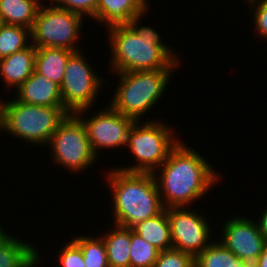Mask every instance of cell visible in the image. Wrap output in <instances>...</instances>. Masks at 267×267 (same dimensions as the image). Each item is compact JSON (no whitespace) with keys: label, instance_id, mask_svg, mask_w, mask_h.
<instances>
[{"label":"cell","instance_id":"6da1fadb","mask_svg":"<svg viewBox=\"0 0 267 267\" xmlns=\"http://www.w3.org/2000/svg\"><path fill=\"white\" fill-rule=\"evenodd\" d=\"M184 143L153 173L164 208L191 206L221 179L203 155Z\"/></svg>","mask_w":267,"mask_h":267},{"label":"cell","instance_id":"7a4b0ae2","mask_svg":"<svg viewBox=\"0 0 267 267\" xmlns=\"http://www.w3.org/2000/svg\"><path fill=\"white\" fill-rule=\"evenodd\" d=\"M143 15L131 20L130 25L107 29L110 41V69L113 73L144 70L176 69L179 55L161 40V35L149 26H138ZM171 48V49H170Z\"/></svg>","mask_w":267,"mask_h":267},{"label":"cell","instance_id":"3957f363","mask_svg":"<svg viewBox=\"0 0 267 267\" xmlns=\"http://www.w3.org/2000/svg\"><path fill=\"white\" fill-rule=\"evenodd\" d=\"M109 171L105 176L112 193L115 225L131 228L164 209L153 173L126 172L117 168Z\"/></svg>","mask_w":267,"mask_h":267},{"label":"cell","instance_id":"277c9868","mask_svg":"<svg viewBox=\"0 0 267 267\" xmlns=\"http://www.w3.org/2000/svg\"><path fill=\"white\" fill-rule=\"evenodd\" d=\"M173 71L158 69L116 73L118 88L107 104L125 117L140 121V117L150 112L162 98Z\"/></svg>","mask_w":267,"mask_h":267},{"label":"cell","instance_id":"5b68a950","mask_svg":"<svg viewBox=\"0 0 267 267\" xmlns=\"http://www.w3.org/2000/svg\"><path fill=\"white\" fill-rule=\"evenodd\" d=\"M10 100L4 103V132L36 146L49 144L59 123L70 114L64 106L46 107Z\"/></svg>","mask_w":267,"mask_h":267},{"label":"cell","instance_id":"8992f818","mask_svg":"<svg viewBox=\"0 0 267 267\" xmlns=\"http://www.w3.org/2000/svg\"><path fill=\"white\" fill-rule=\"evenodd\" d=\"M161 120L134 121L128 131L126 147L134 157L135 165L120 169L126 172L154 173L166 161L171 150L180 142L173 128Z\"/></svg>","mask_w":267,"mask_h":267},{"label":"cell","instance_id":"52a82bcc","mask_svg":"<svg viewBox=\"0 0 267 267\" xmlns=\"http://www.w3.org/2000/svg\"><path fill=\"white\" fill-rule=\"evenodd\" d=\"M52 162L74 172H82L97 160L82 120L74 113L59 123L49 142Z\"/></svg>","mask_w":267,"mask_h":267},{"label":"cell","instance_id":"ba28073f","mask_svg":"<svg viewBox=\"0 0 267 267\" xmlns=\"http://www.w3.org/2000/svg\"><path fill=\"white\" fill-rule=\"evenodd\" d=\"M83 16L52 4H42L31 29V42L35 47L65 48L81 51L76 45L83 26Z\"/></svg>","mask_w":267,"mask_h":267},{"label":"cell","instance_id":"9c48e42d","mask_svg":"<svg viewBox=\"0 0 267 267\" xmlns=\"http://www.w3.org/2000/svg\"><path fill=\"white\" fill-rule=\"evenodd\" d=\"M88 63L82 51L74 52L68 59L60 90L63 106L69 113L83 109L89 112L103 87L102 77L95 74Z\"/></svg>","mask_w":267,"mask_h":267},{"label":"cell","instance_id":"30bf717a","mask_svg":"<svg viewBox=\"0 0 267 267\" xmlns=\"http://www.w3.org/2000/svg\"><path fill=\"white\" fill-rule=\"evenodd\" d=\"M191 209L193 208L190 206L169 207L166 211L173 249L187 252L195 257L211 244L210 236L213 234L210 233L211 227L205 217L195 208Z\"/></svg>","mask_w":267,"mask_h":267},{"label":"cell","instance_id":"8fae6325","mask_svg":"<svg viewBox=\"0 0 267 267\" xmlns=\"http://www.w3.org/2000/svg\"><path fill=\"white\" fill-rule=\"evenodd\" d=\"M103 108L89 119L83 118L86 109L75 113L85 125L90 146L97 157L100 149L125 147L128 131L134 123L133 119L125 117L109 105Z\"/></svg>","mask_w":267,"mask_h":267},{"label":"cell","instance_id":"7c38bea8","mask_svg":"<svg viewBox=\"0 0 267 267\" xmlns=\"http://www.w3.org/2000/svg\"><path fill=\"white\" fill-rule=\"evenodd\" d=\"M223 226L222 238L218 241L240 260L254 264L262 254L266 243L256 220L237 216L228 219Z\"/></svg>","mask_w":267,"mask_h":267},{"label":"cell","instance_id":"4fadbf2b","mask_svg":"<svg viewBox=\"0 0 267 267\" xmlns=\"http://www.w3.org/2000/svg\"><path fill=\"white\" fill-rule=\"evenodd\" d=\"M16 91L18 102L38 106H63L60 86L35 70Z\"/></svg>","mask_w":267,"mask_h":267},{"label":"cell","instance_id":"5bb4252c","mask_svg":"<svg viewBox=\"0 0 267 267\" xmlns=\"http://www.w3.org/2000/svg\"><path fill=\"white\" fill-rule=\"evenodd\" d=\"M148 0H99L96 21L109 29L115 26L130 25L131 20L148 10Z\"/></svg>","mask_w":267,"mask_h":267},{"label":"cell","instance_id":"9a60e30c","mask_svg":"<svg viewBox=\"0 0 267 267\" xmlns=\"http://www.w3.org/2000/svg\"><path fill=\"white\" fill-rule=\"evenodd\" d=\"M30 243L6 233L0 225V267H37L41 256Z\"/></svg>","mask_w":267,"mask_h":267},{"label":"cell","instance_id":"2e32d148","mask_svg":"<svg viewBox=\"0 0 267 267\" xmlns=\"http://www.w3.org/2000/svg\"><path fill=\"white\" fill-rule=\"evenodd\" d=\"M36 47L27 48L0 59V75L5 87L18 88L29 78L35 66Z\"/></svg>","mask_w":267,"mask_h":267},{"label":"cell","instance_id":"e0dca14e","mask_svg":"<svg viewBox=\"0 0 267 267\" xmlns=\"http://www.w3.org/2000/svg\"><path fill=\"white\" fill-rule=\"evenodd\" d=\"M74 51L57 47H36L34 70L61 86L69 57Z\"/></svg>","mask_w":267,"mask_h":267},{"label":"cell","instance_id":"ac0fdd59","mask_svg":"<svg viewBox=\"0 0 267 267\" xmlns=\"http://www.w3.org/2000/svg\"><path fill=\"white\" fill-rule=\"evenodd\" d=\"M131 229L160 251L173 248L166 208L159 214L136 223Z\"/></svg>","mask_w":267,"mask_h":267},{"label":"cell","instance_id":"d6986e66","mask_svg":"<svg viewBox=\"0 0 267 267\" xmlns=\"http://www.w3.org/2000/svg\"><path fill=\"white\" fill-rule=\"evenodd\" d=\"M100 236L106 247L109 267H130L131 228L118 225ZM115 227V229H114Z\"/></svg>","mask_w":267,"mask_h":267},{"label":"cell","instance_id":"ffe728a7","mask_svg":"<svg viewBox=\"0 0 267 267\" xmlns=\"http://www.w3.org/2000/svg\"><path fill=\"white\" fill-rule=\"evenodd\" d=\"M40 0H0V17L4 24H11L32 29Z\"/></svg>","mask_w":267,"mask_h":267},{"label":"cell","instance_id":"44dd1931","mask_svg":"<svg viewBox=\"0 0 267 267\" xmlns=\"http://www.w3.org/2000/svg\"><path fill=\"white\" fill-rule=\"evenodd\" d=\"M239 261L240 259L217 239L194 257V267H234Z\"/></svg>","mask_w":267,"mask_h":267},{"label":"cell","instance_id":"7402d4cb","mask_svg":"<svg viewBox=\"0 0 267 267\" xmlns=\"http://www.w3.org/2000/svg\"><path fill=\"white\" fill-rule=\"evenodd\" d=\"M31 29L4 24L0 30V59L27 48L31 41Z\"/></svg>","mask_w":267,"mask_h":267},{"label":"cell","instance_id":"603a6c76","mask_svg":"<svg viewBox=\"0 0 267 267\" xmlns=\"http://www.w3.org/2000/svg\"><path fill=\"white\" fill-rule=\"evenodd\" d=\"M72 240L81 248L85 267H109L106 247L101 237L79 235Z\"/></svg>","mask_w":267,"mask_h":267},{"label":"cell","instance_id":"cb8c5ba5","mask_svg":"<svg viewBox=\"0 0 267 267\" xmlns=\"http://www.w3.org/2000/svg\"><path fill=\"white\" fill-rule=\"evenodd\" d=\"M130 267H153L160 250L147 243L131 229Z\"/></svg>","mask_w":267,"mask_h":267},{"label":"cell","instance_id":"d4e9b609","mask_svg":"<svg viewBox=\"0 0 267 267\" xmlns=\"http://www.w3.org/2000/svg\"><path fill=\"white\" fill-rule=\"evenodd\" d=\"M153 267H194V257L187 252L172 248L160 251Z\"/></svg>","mask_w":267,"mask_h":267},{"label":"cell","instance_id":"484cf974","mask_svg":"<svg viewBox=\"0 0 267 267\" xmlns=\"http://www.w3.org/2000/svg\"><path fill=\"white\" fill-rule=\"evenodd\" d=\"M54 6L63 8L70 12L80 14L84 18L88 15L89 18L96 20V11L99 0H49Z\"/></svg>","mask_w":267,"mask_h":267},{"label":"cell","instance_id":"4316f807","mask_svg":"<svg viewBox=\"0 0 267 267\" xmlns=\"http://www.w3.org/2000/svg\"><path fill=\"white\" fill-rule=\"evenodd\" d=\"M58 260L61 267H85L81 248L72 239L62 247Z\"/></svg>","mask_w":267,"mask_h":267},{"label":"cell","instance_id":"83f0119b","mask_svg":"<svg viewBox=\"0 0 267 267\" xmlns=\"http://www.w3.org/2000/svg\"><path fill=\"white\" fill-rule=\"evenodd\" d=\"M245 2H249L252 14L254 13L255 34L257 32L260 37L267 40V0H247Z\"/></svg>","mask_w":267,"mask_h":267},{"label":"cell","instance_id":"f1b7e54d","mask_svg":"<svg viewBox=\"0 0 267 267\" xmlns=\"http://www.w3.org/2000/svg\"><path fill=\"white\" fill-rule=\"evenodd\" d=\"M259 220L256 221L258 229L262 235V237L267 242V206L265 207L264 211L262 212Z\"/></svg>","mask_w":267,"mask_h":267},{"label":"cell","instance_id":"f546056e","mask_svg":"<svg viewBox=\"0 0 267 267\" xmlns=\"http://www.w3.org/2000/svg\"><path fill=\"white\" fill-rule=\"evenodd\" d=\"M253 265L254 267H267V242L265 243L262 254Z\"/></svg>","mask_w":267,"mask_h":267},{"label":"cell","instance_id":"4dcf8cb0","mask_svg":"<svg viewBox=\"0 0 267 267\" xmlns=\"http://www.w3.org/2000/svg\"><path fill=\"white\" fill-rule=\"evenodd\" d=\"M1 100V99H0ZM4 103L5 100L0 101V131H3V119H4Z\"/></svg>","mask_w":267,"mask_h":267},{"label":"cell","instance_id":"1f68e13d","mask_svg":"<svg viewBox=\"0 0 267 267\" xmlns=\"http://www.w3.org/2000/svg\"><path fill=\"white\" fill-rule=\"evenodd\" d=\"M234 267H254V265L240 260Z\"/></svg>","mask_w":267,"mask_h":267},{"label":"cell","instance_id":"d6a6232c","mask_svg":"<svg viewBox=\"0 0 267 267\" xmlns=\"http://www.w3.org/2000/svg\"><path fill=\"white\" fill-rule=\"evenodd\" d=\"M3 25H4V22H3L2 18L0 17V30H1Z\"/></svg>","mask_w":267,"mask_h":267}]
</instances>
